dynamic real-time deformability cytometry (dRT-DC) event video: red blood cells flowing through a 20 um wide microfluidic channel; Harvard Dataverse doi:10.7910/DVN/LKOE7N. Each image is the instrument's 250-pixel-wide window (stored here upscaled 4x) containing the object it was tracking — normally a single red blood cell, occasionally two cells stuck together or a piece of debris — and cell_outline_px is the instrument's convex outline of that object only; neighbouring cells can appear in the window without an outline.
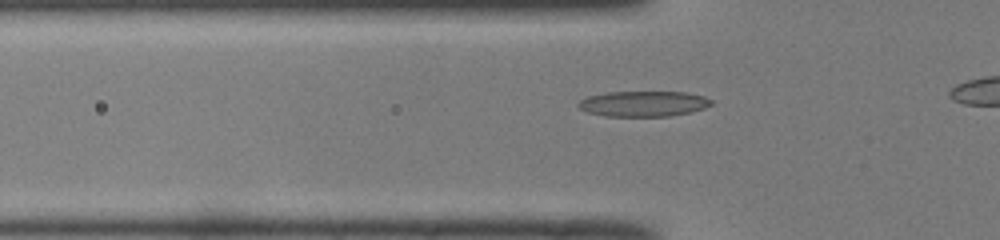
{"species": "common noctule bat (a hibernating species)", "species_latin": "Nyctalus noctula", "temperature_condition": "room temperature", "stored_images_in_passage": 15, "camera_frame_rate_fps": 3000, "um_per_image_px": 0.085, "animal": {"sex": "male", "body_mass_g": 19.0, "forearm_length_mm": 50.8}, "frame": {"image": 1, "passage_image": 9, "time_ms": 2.667, "image_size_px": [1000, 240], "cell_outline_px": [[712, 104], [704, 108], [692, 112], [668, 116], [604, 116], [588, 112], [580, 108], [576, 104], [580, 100], [588, 96], [608, 92], [684, 92], [704, 96], [712, 100]], "centroid_in_image_um": [54.69, 8.82], "position_along_channel_um": 71.1, "area_um2": 19.71}}
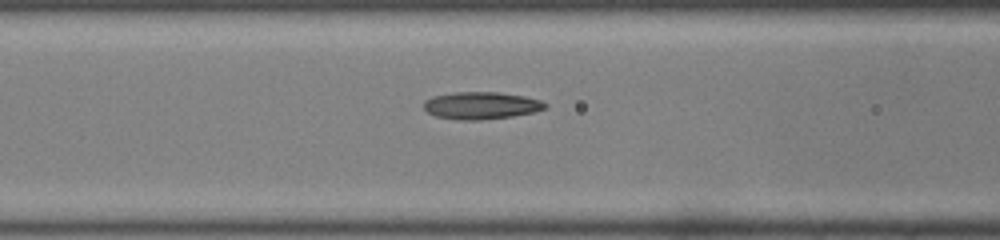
{"frame": {"image": 2, "passage_image": 13, "time_ms": 4.0, "image_size_px": [1000, 240], "cell_outline_px": [[548, 104], [544, 108], [532, 112], [512, 116], [480, 120], [460, 120], [436, 116], [428, 112], [424, 108], [424, 100], [432, 96], [452, 92], [500, 92], [524, 96], [540, 100]], "centroid_in_image_um": [40.86, 8.96], "position_along_channel_um": 125.7, "area_um2": 19.25}}